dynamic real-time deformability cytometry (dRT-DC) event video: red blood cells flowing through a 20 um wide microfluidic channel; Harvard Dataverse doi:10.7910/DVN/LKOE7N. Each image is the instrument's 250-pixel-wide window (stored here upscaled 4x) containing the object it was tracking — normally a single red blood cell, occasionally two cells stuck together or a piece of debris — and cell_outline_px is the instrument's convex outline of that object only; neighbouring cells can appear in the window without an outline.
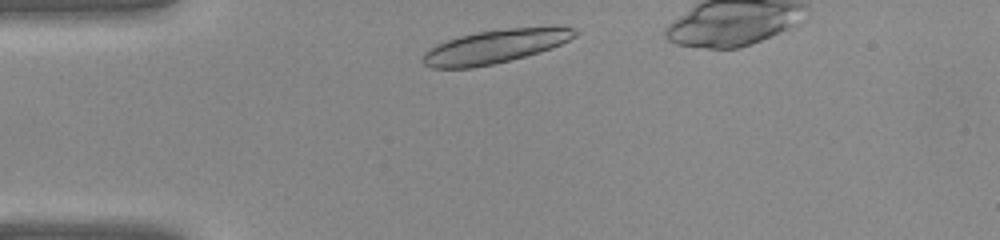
{"species": "common noctule bat (a hibernating species)", "species_latin": "Nyctalus noctula", "temperature_condition": "warm", "stored_images_in_passage": 27, "camera_frame_rate_fps": 3000, "um_per_image_px": 0.085, "animal": {"sex": "female", "body_mass_g": 22.0, "forearm_length_mm": 56.7}, "frame": {"image": 1, "passage_image": 2, "time_ms": 0.333, "image_size_px": [1000, 240], "cell_outline_px": [[580, 32], [576, 36], [552, 48], [540, 52], [492, 64], [472, 68], [432, 68], [424, 64], [420, 60], [424, 52], [436, 44], [460, 36], [476, 32], [508, 28], [576, 28]], "centroid_in_image_um": [42.02, 3.97], "position_along_channel_um": 43.0, "area_um2": 29.3}}